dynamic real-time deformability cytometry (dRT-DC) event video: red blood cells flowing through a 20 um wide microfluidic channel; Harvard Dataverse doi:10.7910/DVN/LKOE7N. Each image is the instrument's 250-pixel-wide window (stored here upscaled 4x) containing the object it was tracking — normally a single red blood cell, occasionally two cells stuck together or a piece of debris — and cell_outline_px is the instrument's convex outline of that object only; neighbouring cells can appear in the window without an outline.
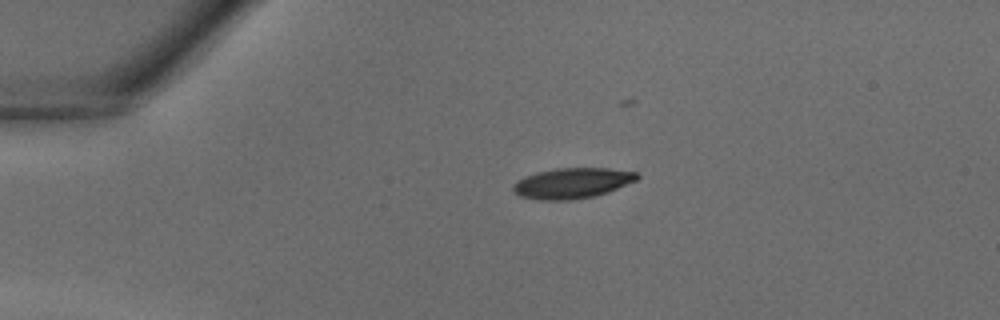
{"species": "common noctule bat (a hibernating species)", "species_latin": "Nyctalus noctula", "temperature_condition": "warm", "stored_images_in_passage": 20, "camera_frame_rate_fps": 3000, "um_per_image_px": 0.085, "animal": {"sex": "male", "body_mass_g": 18.8}, "frame": {"image": 1, "passage_image": 1, "time_ms": 0.0, "image_size_px": [1000, 320], "cell_outline_px": [[640, 176], [636, 180], [608, 192], [592, 196], [572, 200], [540, 200], [520, 196], [512, 192], [512, 184], [524, 176], [536, 172], [556, 168], [608, 168], [636, 172]], "centroid_in_image_um": [48.59, 15.56], "position_along_channel_um": 36.4, "area_um2": 22.08}}
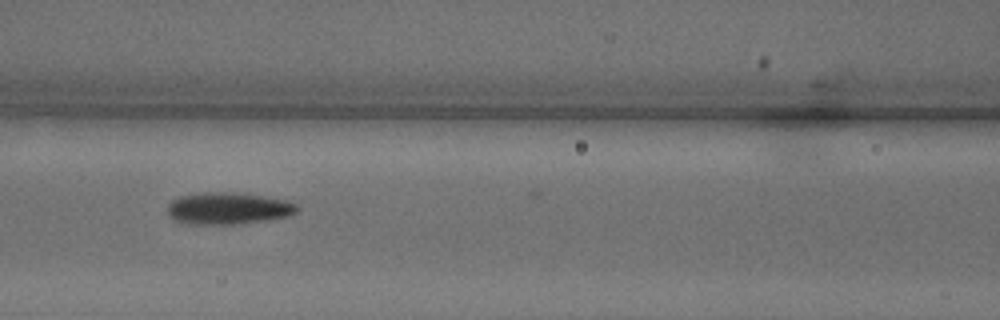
{"frame": {"image": 2, "passage_image": 10, "time_ms": 3.0, "image_size_px": [1000, 320], "cell_outline_px": [[300, 208], [296, 212], [288, 216], [268, 220], [240, 224], [188, 224], [176, 220], [168, 216], [168, 204], [172, 200], [180, 196], [204, 192], [232, 192], [264, 196], [288, 200], [296, 204]], "centroid_in_image_um": [19.41, 17.71], "position_along_channel_um": 147.2, "area_um2": 24.28}}
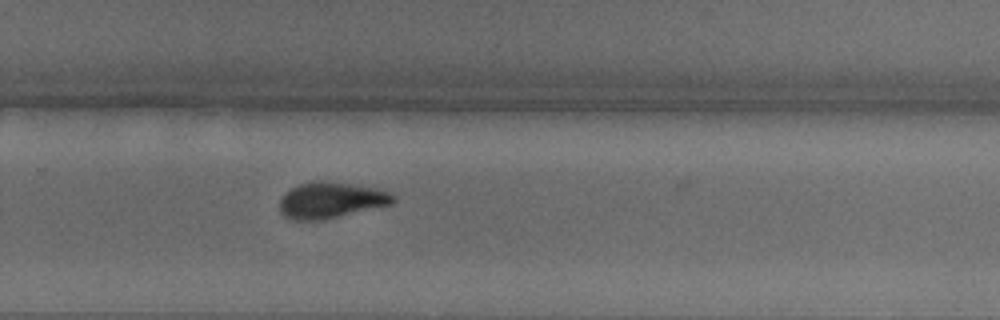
{"frame": {"image": 3, "passage_image": 19, "time_ms": 6.0, "image_size_px": [1000, 320], "cell_outline_px": [[396, 200], [392, 204], [324, 220], [292, 220], [284, 216], [280, 212], [280, 196], [292, 188], [300, 184], [348, 184], [372, 188], [388, 192], [396, 196]], "centroid_in_image_um": [28.12, 17.08], "position_along_channel_um": 301.7, "area_um2": 23.0}}